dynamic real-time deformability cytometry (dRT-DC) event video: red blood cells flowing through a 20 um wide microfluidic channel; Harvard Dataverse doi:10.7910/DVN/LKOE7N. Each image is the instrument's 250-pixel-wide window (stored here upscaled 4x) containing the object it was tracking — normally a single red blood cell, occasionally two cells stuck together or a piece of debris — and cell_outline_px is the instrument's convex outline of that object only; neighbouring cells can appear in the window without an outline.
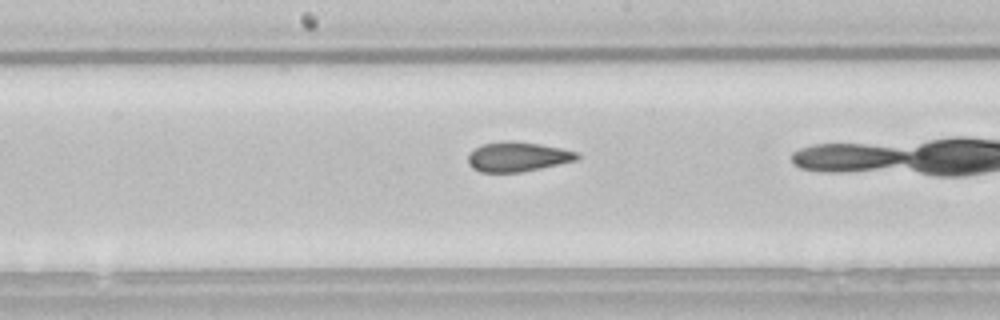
{"species": "common noctule bat (a hibernating species)", "species_latin": "Nyctalus noctula", "temperature_condition": "room temperature", "stored_images_in_passage": 21, "camera_frame_rate_fps": 3000, "um_per_image_px": 0.085, "animal": {"sex": "male", "body_mass_g": 21.5, "forearm_length_mm": 52.0}, "frame": {"image": 1, "passage_image": 7, "time_ms": 2.0, "image_size_px": [1000, 320], "cell_outline_px": [[580, 156], [576, 160], [540, 168], [520, 172], [480, 172], [472, 168], [468, 164], [468, 156], [476, 148], [484, 144], [512, 140], [540, 144], [560, 148], [576, 152]], "centroid_in_image_um": [43.98, 13.33], "position_along_channel_um": 204.2, "area_um2": 18.55}}
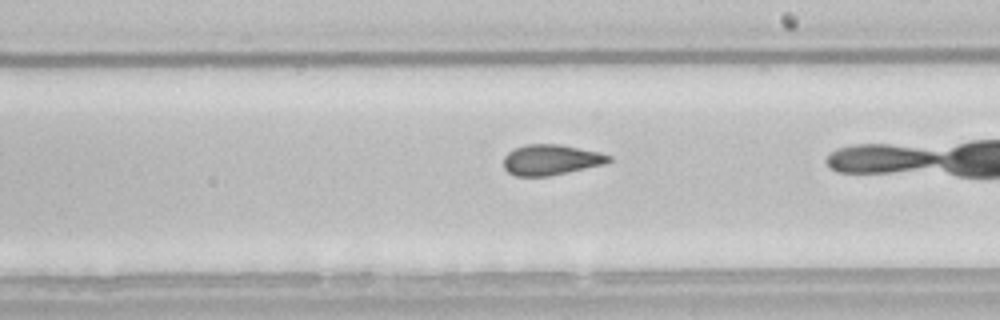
{"frame": {"image": 2, "passage_image": 10, "time_ms": 3.0, "image_size_px": [1000, 320], "cell_outline_px": [[612, 160], [604, 164], [552, 176], [516, 176], [508, 172], [504, 168], [504, 156], [512, 148], [524, 144], [560, 144], [600, 152], [612, 156]], "centroid_in_image_um": [46.82, 13.58], "position_along_channel_um": 242.2, "area_um2": 18.96}}